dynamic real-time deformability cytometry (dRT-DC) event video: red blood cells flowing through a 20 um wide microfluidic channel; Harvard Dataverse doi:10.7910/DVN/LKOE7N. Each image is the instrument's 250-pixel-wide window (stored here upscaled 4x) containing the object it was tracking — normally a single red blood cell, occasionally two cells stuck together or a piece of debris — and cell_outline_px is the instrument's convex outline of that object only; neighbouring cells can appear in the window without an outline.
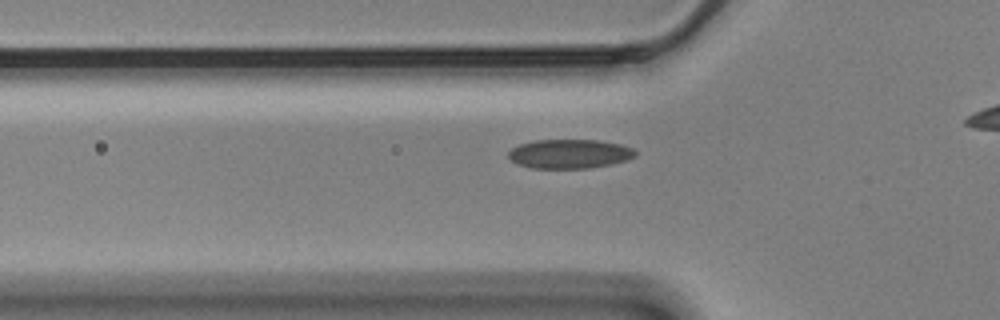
{"species": "Egyptian fruit bat (a non-hibernating species)", "species_latin": "Rousettus aegyptiacus", "temperature_condition": "cold", "stored_images_in_passage": 36, "camera_frame_rate_fps": 3000, "um_per_image_px": 0.085, "animal": {"sex": "male"}, "frame": {"image": 1, "passage_image": 5, "time_ms": 1.333, "image_size_px": [1000, 320], "cell_outline_px": [[636, 156], [628, 160], [612, 164], [592, 168], [532, 168], [516, 164], [508, 156], [508, 152], [512, 148], [520, 144], [536, 140], [596, 140], [620, 144], [632, 148], [636, 152]], "centroid_in_image_um": [48.42, 13.08], "position_along_channel_um": 77.4, "area_um2": 21.62}}
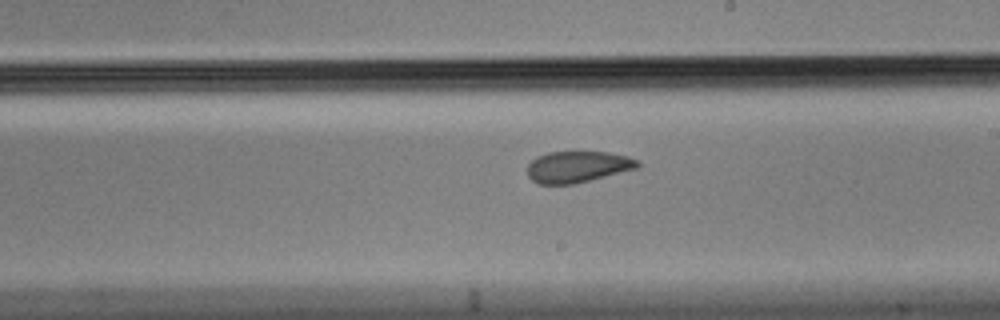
{"frame": {"image": 2, "passage_image": 19, "time_ms": 6.0, "image_size_px": [1000, 320], "cell_outline_px": [[640, 168], [572, 184], [540, 184], [532, 180], [528, 176], [528, 164], [536, 156], [548, 152], [608, 152], [628, 156], [640, 160]], "centroid_in_image_um": [49.13, 14.17], "position_along_channel_um": 239.9, "area_um2": 20.23}}
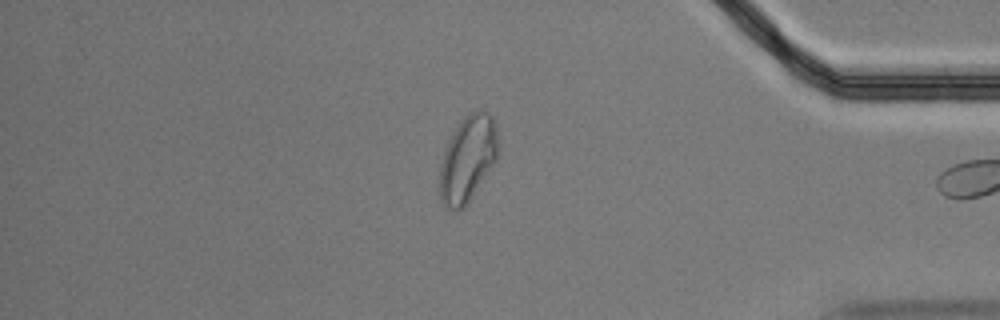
{"frame": {"image": 3, "passage_image": 35, "time_ms": 11.333, "image_size_px": [1000, 320], "cell_outline_px": [[496, 160], [468, 204], [464, 208], [456, 212], [444, 208], [440, 200], [440, 168], [444, 152], [448, 140], [460, 120], [464, 116], [480, 108], [488, 112], [492, 116], [496, 124]], "centroid_in_image_um": [39.73, 13.53], "position_along_channel_um": 395.5, "area_um2": 29.42}}